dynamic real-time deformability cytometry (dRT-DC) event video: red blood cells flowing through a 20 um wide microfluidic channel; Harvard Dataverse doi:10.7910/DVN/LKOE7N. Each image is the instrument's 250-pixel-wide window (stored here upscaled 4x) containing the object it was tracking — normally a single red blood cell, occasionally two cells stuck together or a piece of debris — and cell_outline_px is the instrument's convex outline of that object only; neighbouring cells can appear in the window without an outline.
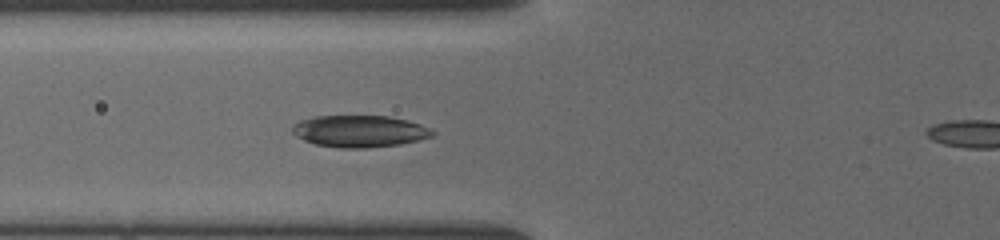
{"species": "common noctule bat (a hibernating species)", "species_latin": "Nyctalus noctula", "temperature_condition": "cold", "stored_images_in_passage": 18, "camera_frame_rate_fps": 3000, "um_per_image_px": 0.085, "animal": {"sex": "female", "body_mass_g": 19.5, "forearm_length_mm": 54.1}, "frame": {"image": 1, "passage_image": 7, "time_ms": 2.667, "image_size_px": [1000, 240], "cell_outline_px": [[436, 136], [420, 140], [400, 144], [364, 148], [340, 148], [316, 144], [304, 140], [296, 136], [292, 132], [292, 124], [300, 120], [316, 116], [388, 116], [408, 120], [420, 124], [436, 132]], "centroid_in_image_um": [30.58, 11.15], "position_along_channel_um": 95.2, "area_um2": 26.13}}
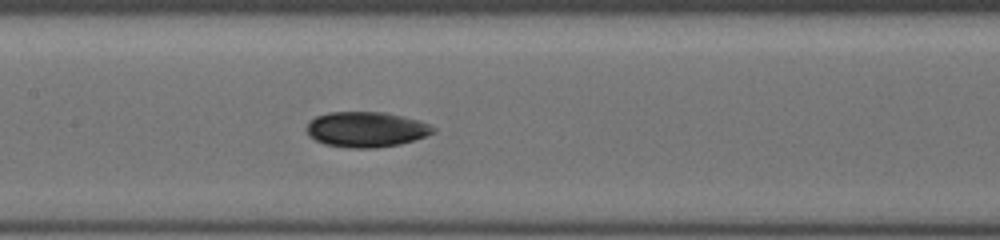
{"frame": {"image": 2, "passage_image": 11, "time_ms": 4.667, "image_size_px": [1000, 240], "cell_outline_px": [[436, 132], [400, 144], [376, 148], [348, 148], [324, 144], [308, 136], [304, 128], [308, 120], [316, 116], [328, 112], [384, 112], [404, 116], [420, 120], [436, 128]], "centroid_in_image_um": [31.08, 10.99], "position_along_channel_um": 176.3, "area_um2": 26.41}}
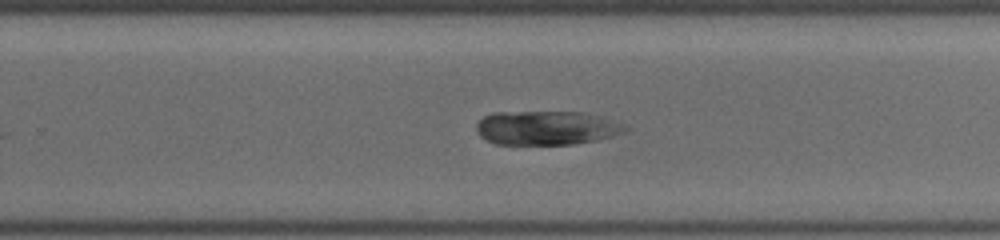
{"frame": {"image": 3, "passage_image": 17, "time_ms": 7.333, "image_size_px": [1000, 240], "cell_outline_px": [[632, 128], [628, 132], [596, 140], [572, 144], [496, 144], [480, 136], [476, 132], [476, 124], [484, 116], [492, 112], [584, 112]], "centroid_in_image_um": [46.42, 10.87], "position_along_channel_um": 283.4, "area_um2": 29.36}}